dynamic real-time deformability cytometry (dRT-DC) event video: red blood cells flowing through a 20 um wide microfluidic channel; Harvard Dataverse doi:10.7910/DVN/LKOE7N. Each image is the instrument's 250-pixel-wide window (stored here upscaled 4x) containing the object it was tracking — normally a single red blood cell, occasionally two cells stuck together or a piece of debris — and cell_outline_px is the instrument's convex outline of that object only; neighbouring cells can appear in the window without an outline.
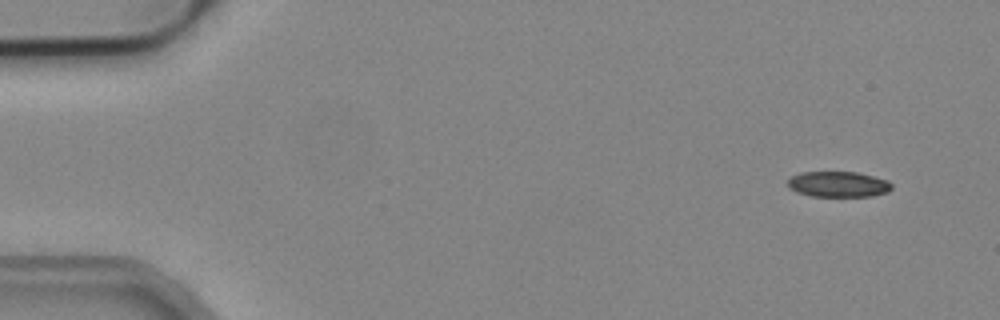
{"species": "common noctule bat (a hibernating species)", "species_latin": "Nyctalus noctula", "temperature_condition": "cold", "stored_images_in_passage": 3, "camera_frame_rate_fps": 3000, "um_per_image_px": 0.085, "animal": {"sex": "male", "body_mass_g": 19.2, "forearm_length_mm": 51.8}, "frame": {"image": 1, "passage_image": 1, "time_ms": 0.0, "image_size_px": [1000, 320], "cell_outline_px": [[892, 188], [888, 192], [872, 196], [812, 196], [796, 192], [788, 188], [788, 180], [792, 176], [800, 172], [860, 172], [888, 180], [892, 184]], "centroid_in_image_um": [71.27, 15.66], "position_along_channel_um": 13.7, "area_um2": 15.66}}